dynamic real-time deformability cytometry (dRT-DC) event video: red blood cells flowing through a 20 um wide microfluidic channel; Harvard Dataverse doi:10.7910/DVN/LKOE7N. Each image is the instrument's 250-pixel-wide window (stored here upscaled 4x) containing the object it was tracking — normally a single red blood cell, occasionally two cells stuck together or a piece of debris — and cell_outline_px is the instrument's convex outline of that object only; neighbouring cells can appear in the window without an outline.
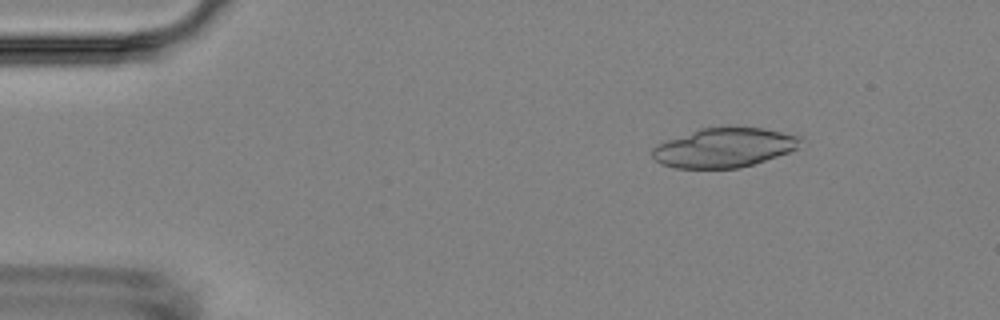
{"species": "Egyptian fruit bat (a non-hibernating species)", "species_latin": "Rousettus aegyptiacus", "temperature_condition": "room temperature", "stored_images_in_passage": 5, "camera_frame_rate_fps": 3000, "um_per_image_px": 0.085, "animal": {"sex": "female"}, "frame": {"image": 1, "passage_image": 2, "time_ms": 1.333, "image_size_px": [1000, 320], "cell_outline_px": [[800, 140], [796, 148], [788, 152], [740, 168], [676, 168], [660, 164], [652, 156], [652, 148], [668, 140], [700, 128], [764, 128], [800, 136]], "centroid_in_image_um": [61.52, 12.56], "position_along_channel_um": 23.5, "area_um2": 33.29}}